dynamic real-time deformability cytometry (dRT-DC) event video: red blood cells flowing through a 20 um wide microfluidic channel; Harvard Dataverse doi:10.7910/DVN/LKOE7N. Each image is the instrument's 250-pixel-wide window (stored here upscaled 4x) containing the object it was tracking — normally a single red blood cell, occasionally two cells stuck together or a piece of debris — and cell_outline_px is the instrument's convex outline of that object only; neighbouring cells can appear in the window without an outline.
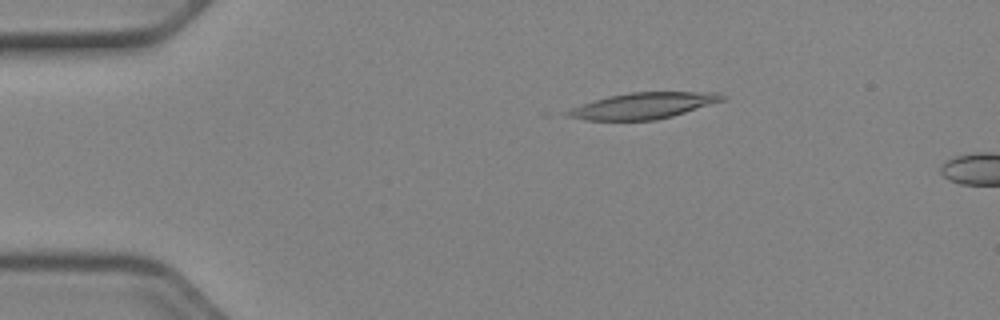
{"species": "Egyptian fruit bat (a non-hibernating species)", "species_latin": "Rousettus aegyptiacus", "temperature_condition": "cold", "stored_images_in_passage": 46, "camera_frame_rate_fps": 3000, "um_per_image_px": 0.085, "animal": {"sex": "female"}, "frame": {"image": 1, "passage_image": 4, "time_ms": 1.0, "image_size_px": [1000, 320], "cell_outline_px": [[728, 96], [724, 100], [672, 116], [656, 120], [588, 120], [568, 116], [564, 112], [572, 108], [608, 96], [632, 92], [716, 92]], "centroid_in_image_um": [54.73, 8.98], "position_along_channel_um": 30.3, "area_um2": 23.18}}
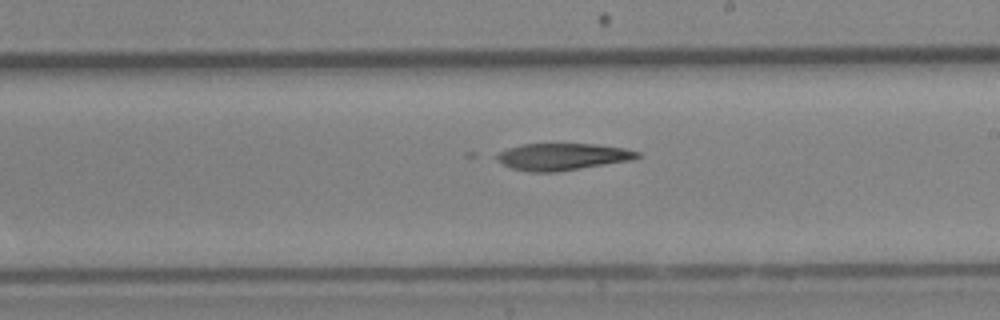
{"frame": {"image": 2, "passage_image": 24, "time_ms": 7.667, "image_size_px": [1000, 320], "cell_outline_px": [[640, 156], [632, 160], [556, 172], [528, 172], [512, 168], [496, 160], [492, 156], [508, 148], [524, 144], [592, 144], [624, 148], [640, 152]], "centroid_in_image_um": [47.78, 13.32], "position_along_channel_um": 241.2, "area_um2": 21.96}}
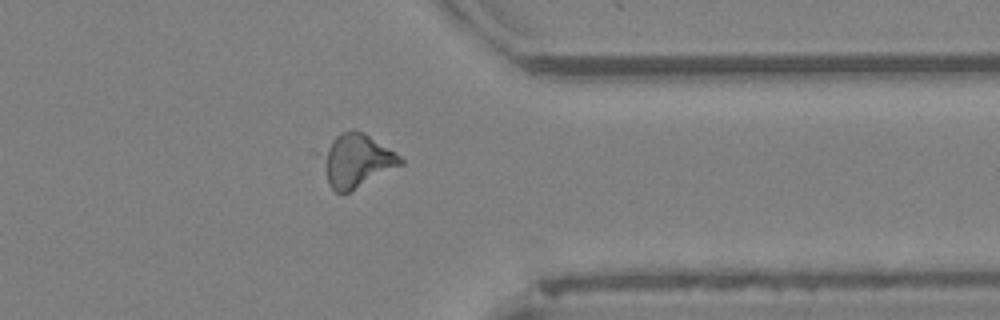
{"frame": {"image": 3, "passage_image": 35, "time_ms": 11.333, "image_size_px": [1000, 320], "cell_outline_px": [[404, 164], [348, 192], [336, 192], [328, 184], [312, 152], [340, 132], [352, 128], [364, 132], [400, 156], [404, 160]], "centroid_in_image_um": [30.12, 13.6], "position_along_channel_um": 381.3, "area_um2": 25.66}}